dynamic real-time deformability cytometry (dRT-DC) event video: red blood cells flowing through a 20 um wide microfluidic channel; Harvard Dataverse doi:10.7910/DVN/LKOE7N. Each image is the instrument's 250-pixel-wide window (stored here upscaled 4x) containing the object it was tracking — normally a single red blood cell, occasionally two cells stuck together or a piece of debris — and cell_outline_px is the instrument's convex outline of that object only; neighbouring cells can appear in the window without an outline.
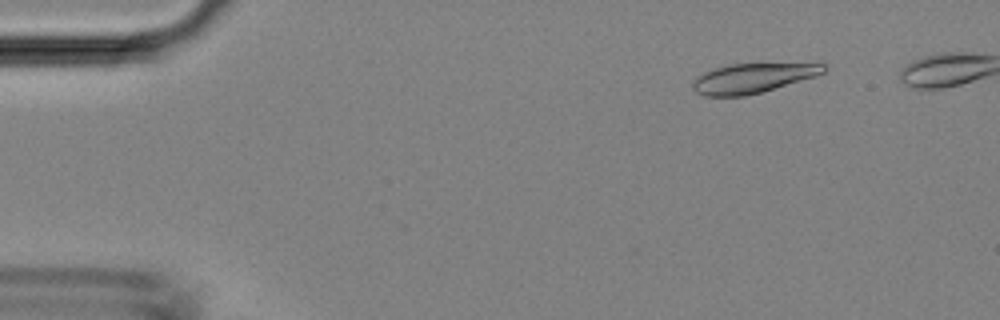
{"species": "Egyptian fruit bat (a non-hibernating species)", "species_latin": "Rousettus aegyptiacus", "temperature_condition": "room temperature", "stored_images_in_passage": 43, "camera_frame_rate_fps": 3000, "um_per_image_px": 0.085, "animal": {"sex": "female"}, "frame": {"image": 1, "passage_image": 6, "time_ms": 1.667, "image_size_px": [1000, 320], "cell_outline_px": [[828, 68], [824, 72], [816, 76], [760, 92], [744, 96], [704, 96], [696, 92], [692, 88], [692, 80], [696, 76], [712, 68], [728, 64], [828, 64]], "centroid_in_image_um": [63.91, 6.64], "position_along_channel_um": 21.1, "area_um2": 22.48}}
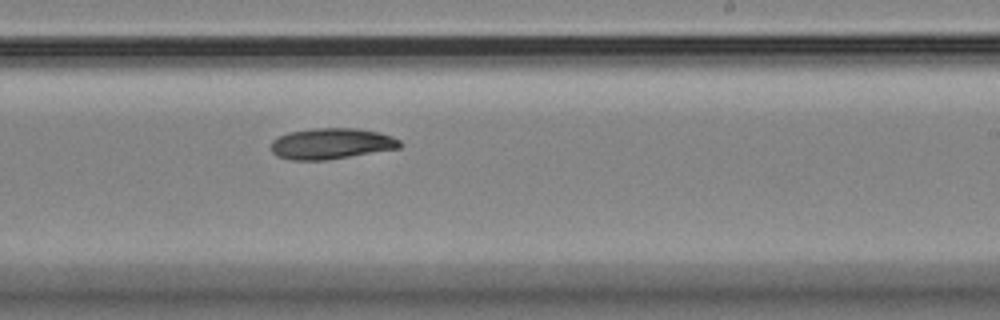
{"frame": {"image": 2, "passage_image": 29, "time_ms": 9.333, "image_size_px": [1000, 320], "cell_outline_px": [[404, 144], [400, 148], [328, 160], [292, 160], [276, 156], [272, 152], [272, 140], [288, 132], [312, 128], [356, 128], [380, 132], [392, 136], [400, 140]], "centroid_in_image_um": [28.2, 12.21], "position_along_channel_um": 260.8, "area_um2": 23.47}}
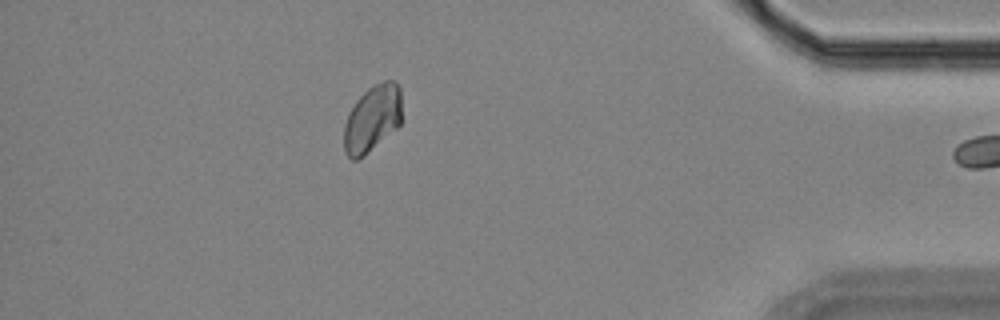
{"frame": {"image": 3, "passage_image": 42, "time_ms": 13.667, "image_size_px": [1000, 320], "cell_outline_px": [[400, 124], [396, 128], [364, 156], [356, 160], [352, 160], [344, 152], [344, 124], [348, 112], [356, 100], [372, 84], [384, 80], [392, 80], [400, 88]], "centroid_in_image_um": [31.61, 10.08], "position_along_channel_um": 403.6, "area_um2": 22.48}}